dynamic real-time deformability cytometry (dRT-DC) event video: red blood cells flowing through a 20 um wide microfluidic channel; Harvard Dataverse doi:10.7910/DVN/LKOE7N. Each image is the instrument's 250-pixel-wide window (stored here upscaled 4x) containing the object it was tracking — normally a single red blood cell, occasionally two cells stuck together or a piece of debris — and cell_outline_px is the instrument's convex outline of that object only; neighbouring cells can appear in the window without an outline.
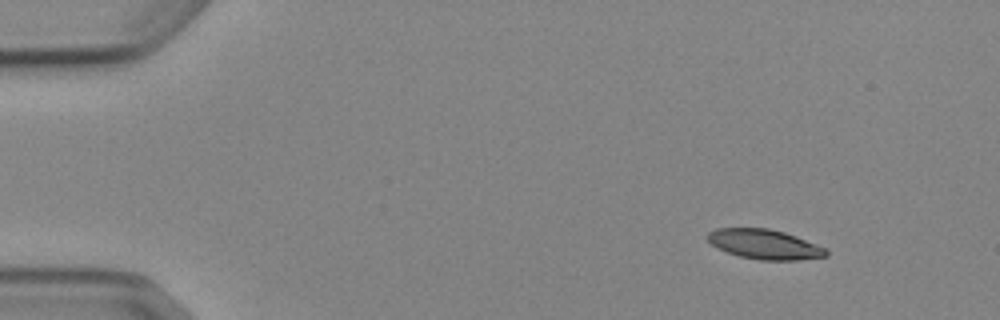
{"species": "Egyptian fruit bat (a non-hibernating species)", "species_latin": "Rousettus aegyptiacus", "temperature_condition": "cold", "stored_images_in_passage": 3, "camera_frame_rate_fps": 3000, "um_per_image_px": 0.085, "animal": {"sex": "female"}, "frame": {"image": 1, "passage_image": 1, "time_ms": 0.0, "image_size_px": [1000, 320], "cell_outline_px": [[828, 256], [796, 260], [760, 260], [740, 256], [716, 248], [704, 236], [708, 232], [716, 228], [768, 228], [784, 232], [796, 236], [828, 248]], "centroid_in_image_um": [64.99, 20.76], "position_along_channel_um": 20.0, "area_um2": 20.69}}